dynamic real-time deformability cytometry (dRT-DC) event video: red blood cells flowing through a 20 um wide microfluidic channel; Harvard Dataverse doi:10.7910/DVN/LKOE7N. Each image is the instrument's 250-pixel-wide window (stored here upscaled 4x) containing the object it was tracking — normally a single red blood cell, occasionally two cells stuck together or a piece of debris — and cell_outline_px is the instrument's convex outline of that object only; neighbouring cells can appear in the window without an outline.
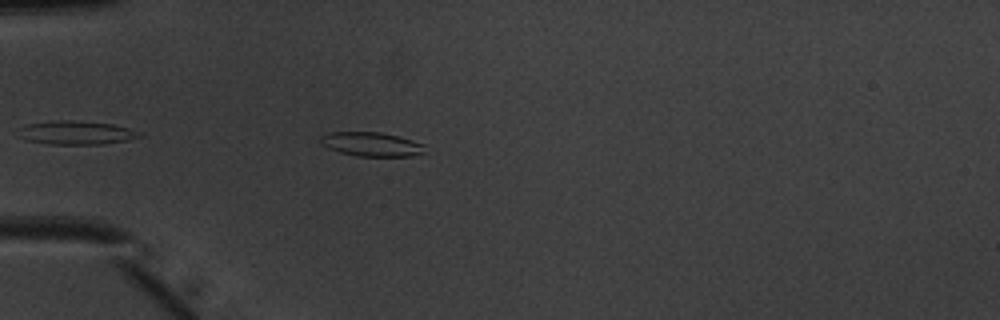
{"species": "common noctule bat (a hibernating species)", "species_latin": "Nyctalus noctula", "temperature_condition": "warm", "stored_images_in_passage": 39, "camera_frame_rate_fps": 3000, "um_per_image_px": 0.085, "animal": {"sex": "male", "body_mass_g": 20.1, "forearm_length_mm": 53.5}, "frame": {"image": 1, "passage_image": 5, "time_ms": 1.333, "image_size_px": [1000, 320], "cell_outline_px": [[424, 152], [412, 156], [356, 156], [340, 152], [328, 148], [320, 144], [320, 136], [328, 132], [380, 132], [412, 140], [424, 144]], "centroid_in_image_um": [31.53, 12.26], "position_along_channel_um": 53.5, "area_um2": 14.62}}
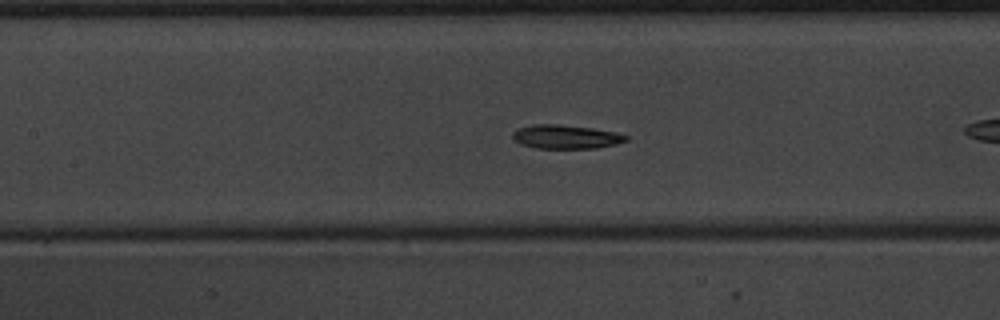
{"frame": {"image": 2, "passage_image": 11, "time_ms": 3.333, "image_size_px": [1000, 320], "cell_outline_px": [[628, 140], [616, 144], [596, 148], [536, 148], [520, 144], [512, 140], [512, 132], [516, 128], [532, 124], [556, 124], [592, 128], [616, 132], [628, 136]], "centroid_in_image_um": [48.04, 11.62], "position_along_channel_um": 159.4, "area_um2": 15.9}}
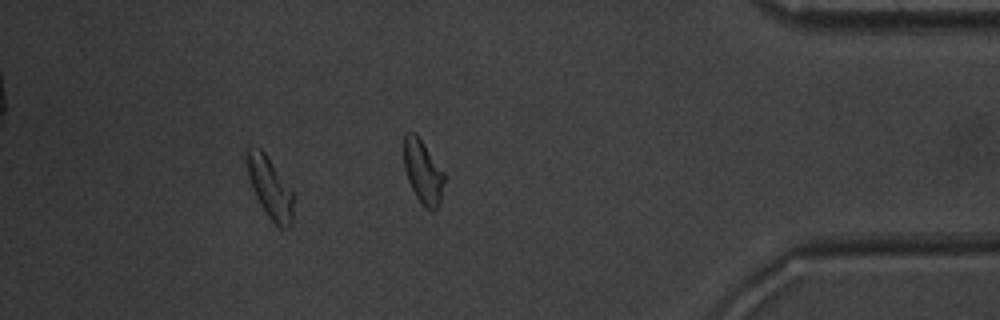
{"frame": {"image": 3, "passage_image": 34, "time_ms": 11.0, "image_size_px": [1000, 320], "cell_outline_px": [[296, 196], [292, 224], [288, 228], [280, 228], [268, 216], [260, 204], [252, 188], [248, 176], [248, 148], [260, 148], [264, 152]], "centroid_in_image_um": [23.02, 16.04], "position_along_channel_um": 412.2, "area_um2": 16.36}, "authors_computed_cell_mechanics": {"area_um2": 15.895, "velocity_mm_per_s": 3.9811, "shape_relaxation_time_tau1_ms": 2.6368, "shape_relaxation_time_tau2_ms": 3.0176, "deformation_change_tau1": 0.1149, "deformation_change_tau2": 0.1079}}